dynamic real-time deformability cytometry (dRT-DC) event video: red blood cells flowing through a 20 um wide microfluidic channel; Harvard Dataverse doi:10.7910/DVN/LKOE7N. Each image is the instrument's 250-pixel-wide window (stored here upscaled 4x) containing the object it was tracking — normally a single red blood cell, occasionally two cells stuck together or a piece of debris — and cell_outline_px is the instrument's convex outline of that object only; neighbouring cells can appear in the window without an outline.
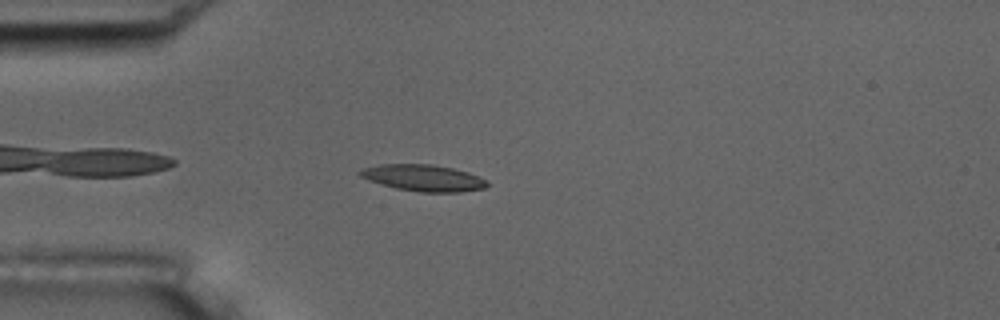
{"species": "common noctule bat (a hibernating species)", "species_latin": "Nyctalus noctula", "temperature_condition": "room temperature", "stored_images_in_passage": 6, "camera_frame_rate_fps": 3000, "um_per_image_px": 0.085, "animal": {"sex": "male", "body_mass_g": 17.5, "forearm_length_mm": 52.3}, "frame": {"image": 1, "passage_image": 5, "time_ms": 1.333, "image_size_px": [1000, 320], "cell_outline_px": [[488, 184], [484, 188], [460, 192], [420, 192], [396, 188], [380, 184], [368, 180], [360, 176], [356, 172], [364, 168], [380, 164], [428, 164], [452, 168], [468, 172], [480, 176], [488, 180]], "centroid_in_image_um": [35.98, 15.12], "position_along_channel_um": 49.0, "area_um2": 19.65}}